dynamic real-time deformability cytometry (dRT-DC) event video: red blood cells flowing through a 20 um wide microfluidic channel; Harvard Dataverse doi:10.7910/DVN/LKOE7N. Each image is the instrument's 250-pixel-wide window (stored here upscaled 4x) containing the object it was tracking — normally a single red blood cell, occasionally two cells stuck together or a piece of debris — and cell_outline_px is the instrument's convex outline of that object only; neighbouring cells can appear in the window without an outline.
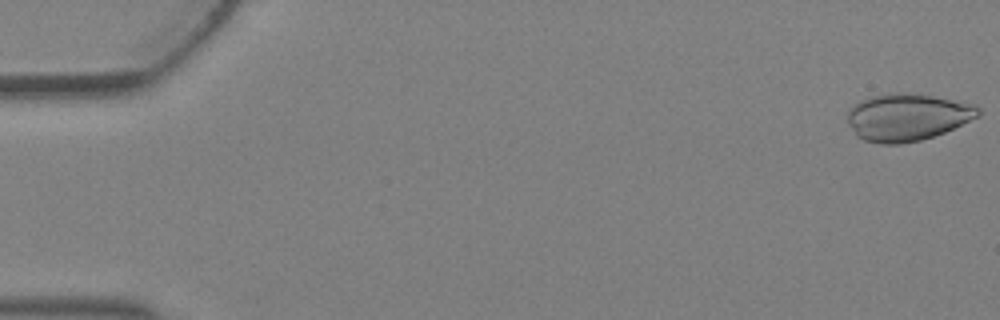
{"species": "Egyptian fruit bat (a non-hibernating species)", "species_latin": "Rousettus aegyptiacus", "temperature_condition": "warm", "stored_images_in_passage": 5, "camera_frame_rate_fps": 3000, "um_per_image_px": 0.085, "animal": {"sex": "female"}, "frame": {"image": 1, "passage_image": 1, "time_ms": 0.0, "image_size_px": [1000, 320], "cell_outline_px": [[980, 116], [944, 132], [920, 140], [900, 144], [884, 144], [864, 140], [856, 136], [848, 124], [848, 108], [852, 104], [868, 96], [888, 92], [916, 92], [976, 104], [980, 108]], "centroid_in_image_um": [77.1, 9.92], "position_along_channel_um": 7.9, "area_um2": 36.65}}